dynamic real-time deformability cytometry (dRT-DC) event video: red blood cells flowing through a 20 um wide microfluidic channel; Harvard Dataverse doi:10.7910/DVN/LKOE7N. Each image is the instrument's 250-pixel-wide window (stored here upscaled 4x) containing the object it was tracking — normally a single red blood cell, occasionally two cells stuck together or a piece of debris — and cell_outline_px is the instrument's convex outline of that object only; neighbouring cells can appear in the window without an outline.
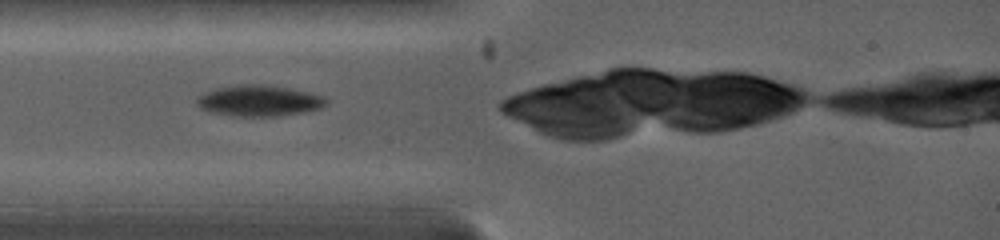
{"species": "common noctule bat (a hibernating species)", "species_latin": "Nyctalus noctula", "temperature_condition": "warm", "stored_images_in_passage": 22, "camera_frame_rate_fps": 5000, "um_per_image_px": 0.085, "animal": {"sex": "female", "body_mass_g": 19.0, "forearm_length_mm": 53.3}, "frame": {"image": 1, "passage_image": 2, "time_ms": 0.4, "image_size_px": [1000, 240], "cell_outline_px": [[328, 104], [320, 108], [308, 112], [280, 116], [232, 116], [208, 112], [200, 108], [196, 104], [196, 96], [204, 92], [216, 88], [240, 84], [260, 84], [288, 88], [312, 92], [324, 96], [328, 100]], "centroid_in_image_um": [22.02, 8.57], "position_along_channel_um": 63.0, "area_um2": 23.87}}
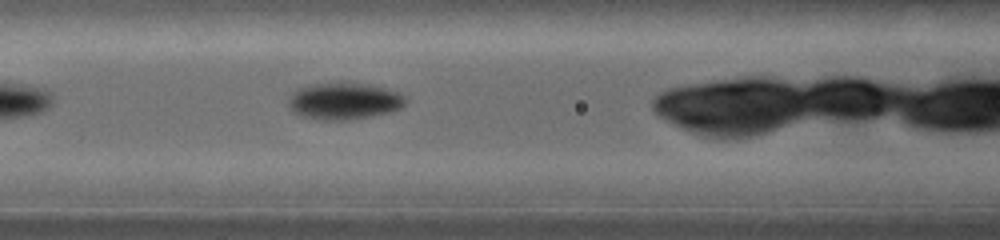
{"frame": {"image": 2, "passage_image": 8, "time_ms": 2.2, "image_size_px": [1000, 240], "cell_outline_px": [[408, 100], [400, 108], [392, 112], [372, 116], [348, 120], [316, 120], [300, 116], [292, 112], [288, 104], [288, 96], [296, 88], [308, 84], [340, 80], [348, 80], [368, 84], [384, 88], [396, 92], [404, 96]], "centroid_in_image_um": [29.18, 8.56], "position_along_channel_um": 137.4, "area_um2": 26.18}}
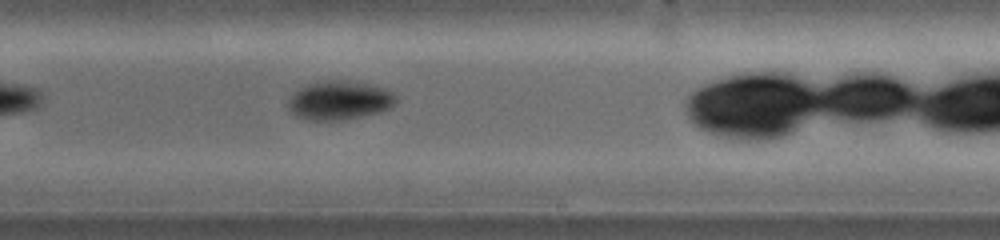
{"frame": {"image": 3, "passage_image": 18, "time_ms": 5.2, "image_size_px": [1000, 240], "cell_outline_px": [[396, 100], [388, 108], [380, 112], [344, 120], [308, 120], [296, 116], [288, 108], [288, 100], [292, 92], [308, 84], [324, 80], [348, 80], [372, 84], [384, 88], [392, 92], [396, 96]], "centroid_in_image_um": [28.82, 8.52], "position_along_channel_um": 260.2, "area_um2": 24.57}}